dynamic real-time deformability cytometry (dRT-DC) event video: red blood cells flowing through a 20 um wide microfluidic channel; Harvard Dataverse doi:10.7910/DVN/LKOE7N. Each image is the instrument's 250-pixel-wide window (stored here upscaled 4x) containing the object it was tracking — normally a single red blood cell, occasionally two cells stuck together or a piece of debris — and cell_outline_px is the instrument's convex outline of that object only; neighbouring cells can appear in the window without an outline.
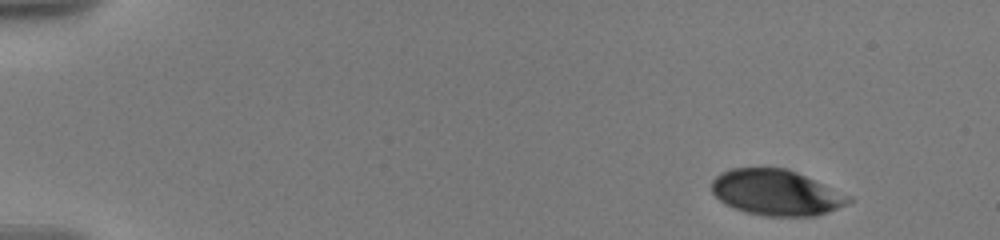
{"species": "human", "species_latin": "Homo sapiens", "temperature_condition": "warm", "stored_images_in_passage": 41, "camera_frame_rate_fps": 3000, "um_per_image_px": 0.085, "donor": {"sex": "male"}, "frame": {"image": 1, "passage_image": 1, "time_ms": 0.0, "image_size_px": [1000, 240], "cell_outline_px": [[852, 200], [828, 212], [816, 216], [764, 216], [732, 208], [724, 204], [712, 192], [712, 180], [720, 172], [732, 168], [788, 168], [852, 196]], "centroid_in_image_um": [65.96, 16.36], "position_along_channel_um": 19.0, "area_um2": 36.47}}
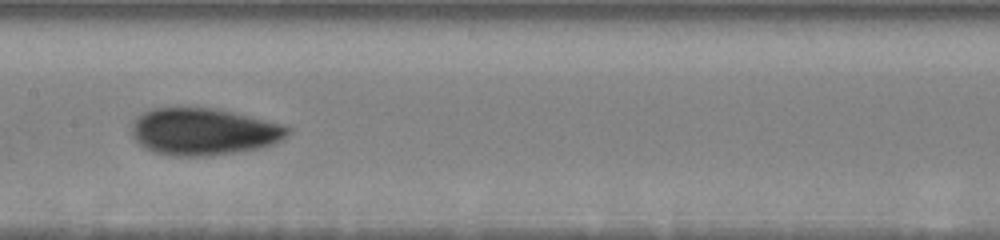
{"frame": {"image": 2, "passage_image": 16, "time_ms": 8.333, "image_size_px": [1000, 240], "cell_outline_px": [[292, 132], [276, 144], [264, 148], [208, 156], [172, 156], [156, 152], [144, 148], [132, 136], [132, 124], [144, 112], [152, 108], [180, 104], [220, 108], [284, 124], [292, 128]], "centroid_in_image_um": [17.36, 11.14], "position_along_channel_um": 190.0, "area_um2": 44.22}}
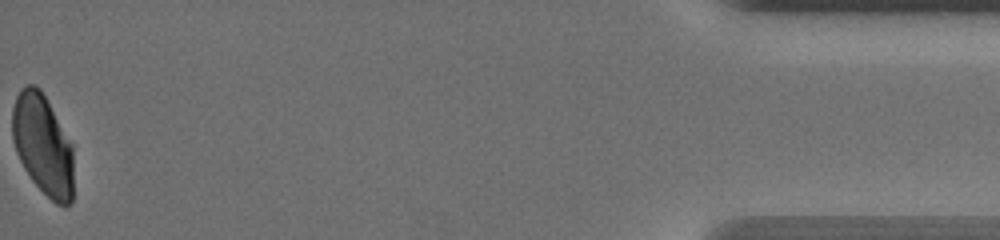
{"frame": {"image": 3, "passage_image": 40, "time_ms": 17.333, "image_size_px": [1000, 240], "cell_outline_px": [[72, 204], [64, 208], [56, 204], [32, 180], [24, 168], [16, 152], [12, 140], [12, 108], [16, 96], [20, 88], [28, 84], [32, 84], [40, 88], [72, 144]], "centroid_in_image_um": [3.62, 12.31], "position_along_channel_um": 431.6, "area_um2": 35.84}, "authors_computed_cell_mechanics": {"area_um2": 38.5526, "velocity_mm_per_s": 3.5732, "shape_relaxation_time_tau1_ms": 5.0073, "shape_relaxation_time_tau2_ms": 1.0278, "deformation_change_tau1": 0.1395, "deformation_change_tau2": 0.0349}}